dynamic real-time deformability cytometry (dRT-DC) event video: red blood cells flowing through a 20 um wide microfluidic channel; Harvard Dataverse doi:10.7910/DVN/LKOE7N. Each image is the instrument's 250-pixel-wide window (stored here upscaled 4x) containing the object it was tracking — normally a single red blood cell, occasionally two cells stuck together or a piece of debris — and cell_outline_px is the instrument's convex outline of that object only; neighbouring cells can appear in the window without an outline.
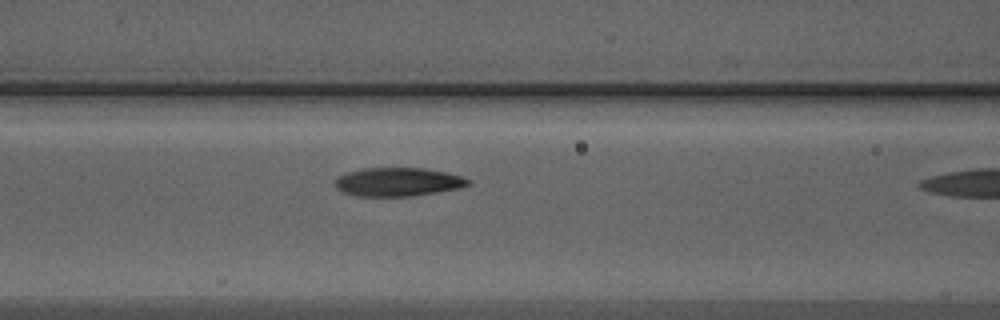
{"species": "Egyptian fruit bat (a non-hibernating species)", "species_latin": "Rousettus aegyptiacus", "temperature_condition": "warm", "stored_images_in_passage": 11, "camera_frame_rate_fps": 3000, "um_per_image_px": 0.085, "animal": {"sex": "male"}, "frame": {"image": 1, "passage_image": 10, "time_ms": 3.0, "image_size_px": [1000, 320], "cell_outline_px": [[472, 184], [460, 188], [412, 196], [352, 196], [336, 188], [336, 180], [340, 176], [348, 172], [364, 168], [424, 168], [448, 172], [464, 176], [472, 180]], "centroid_in_image_um": [33.9, 15.46], "position_along_channel_um": 132.7, "area_um2": 22.31}}